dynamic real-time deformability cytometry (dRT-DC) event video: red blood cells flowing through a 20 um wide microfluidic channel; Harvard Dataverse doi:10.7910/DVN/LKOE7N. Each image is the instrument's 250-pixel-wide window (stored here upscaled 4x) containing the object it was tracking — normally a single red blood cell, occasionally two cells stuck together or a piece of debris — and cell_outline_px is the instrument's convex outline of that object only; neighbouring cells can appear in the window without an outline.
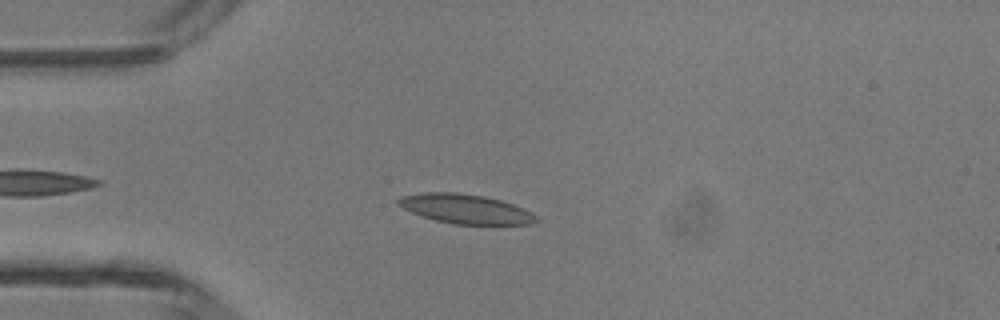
{"species": "common noctule bat (a hibernating species)", "species_latin": "Nyctalus noctula", "temperature_condition": "room temperature", "stored_images_in_passage": 3, "camera_frame_rate_fps": 3000, "um_per_image_px": 0.085, "animal": {"sex": "male", "body_mass_g": 13.3}, "frame": {"image": 1, "passage_image": 2, "time_ms": 0.333, "image_size_px": [1000, 320], "cell_outline_px": [[540, 220], [532, 224], [452, 224], [436, 220], [412, 212], [396, 204], [396, 200], [400, 196], [428, 192], [456, 192], [484, 196], [500, 200], [524, 208], [532, 212]], "centroid_in_image_um": [39.58, 17.75], "position_along_channel_um": 45.4, "area_um2": 23.52}}